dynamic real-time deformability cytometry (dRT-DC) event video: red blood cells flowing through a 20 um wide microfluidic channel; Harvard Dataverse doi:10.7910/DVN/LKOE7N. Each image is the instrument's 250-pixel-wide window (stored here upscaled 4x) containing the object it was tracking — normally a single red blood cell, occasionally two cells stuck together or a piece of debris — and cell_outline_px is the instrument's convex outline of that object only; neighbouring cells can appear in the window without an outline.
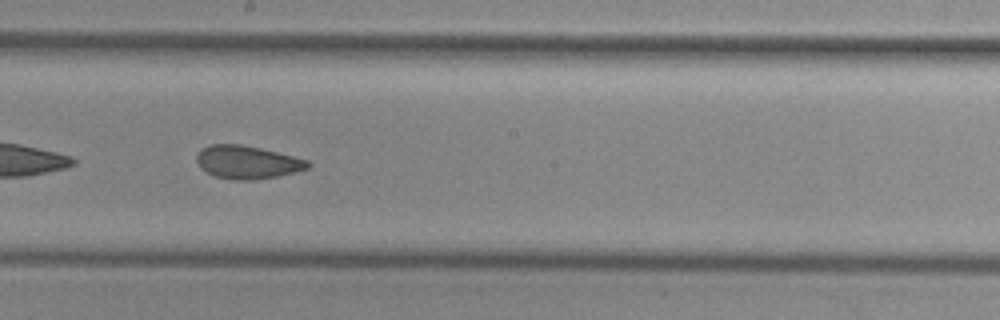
{"species": "common noctule bat (a hibernating species)", "species_latin": "Nyctalus noctula", "temperature_condition": "cold", "stored_images_in_passage": 28, "camera_frame_rate_fps": 3000, "um_per_image_px": 0.085, "animal": {"sex": "female", "body_mass_g": 29.2, "forearm_length_mm": 56.3}, "frame": {"image": 1, "passage_image": 13, "time_ms": 4.0, "image_size_px": [1000, 320], "cell_outline_px": [[308, 168], [280, 176], [256, 180], [236, 180], [216, 176], [200, 168], [196, 160], [196, 156], [200, 148], [208, 144], [240, 144], [260, 148], [308, 160]], "centroid_in_image_um": [20.97, 13.78], "position_along_channel_um": 227.2, "area_um2": 21.39}}
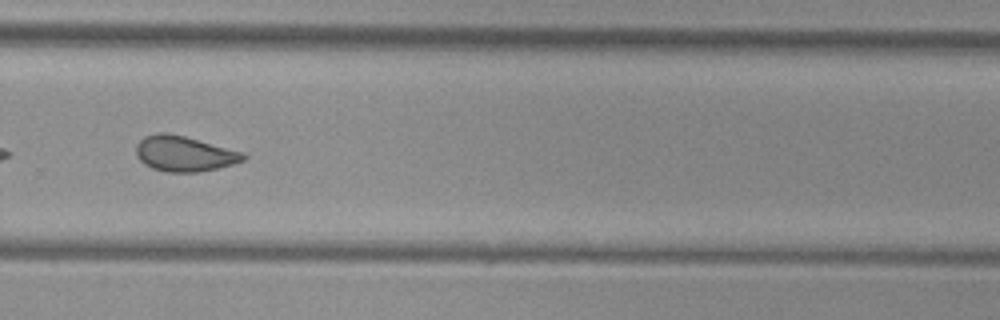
{"frame": {"image": 2, "passage_image": 20, "time_ms": 6.333, "image_size_px": [1000, 320], "cell_outline_px": [[248, 156], [244, 160], [232, 164], [200, 172], [164, 172], [152, 168], [144, 164], [136, 156], [136, 144], [144, 136], [156, 132], [168, 132], [184, 136], [244, 152]], "centroid_in_image_um": [15.63, 13.06], "position_along_channel_um": 314.2, "area_um2": 22.25}}